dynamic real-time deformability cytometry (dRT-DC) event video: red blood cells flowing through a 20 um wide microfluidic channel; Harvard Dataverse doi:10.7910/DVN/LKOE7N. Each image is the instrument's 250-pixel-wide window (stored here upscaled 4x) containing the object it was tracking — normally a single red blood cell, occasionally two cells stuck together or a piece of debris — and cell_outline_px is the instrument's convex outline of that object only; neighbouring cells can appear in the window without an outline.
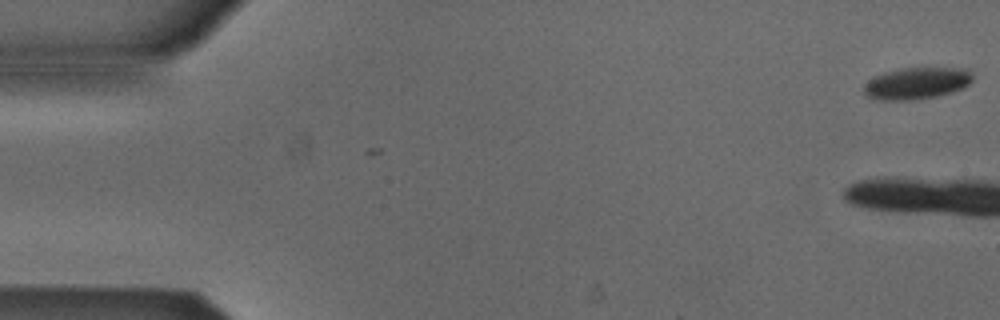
{"species": "Egyptian fruit bat (a non-hibernating species)", "species_latin": "Rousettus aegyptiacus", "temperature_condition": "cold", "stored_images_in_passage": 3, "camera_frame_rate_fps": 3000, "um_per_image_px": 0.085, "animal": {"sex": "male"}, "frame": {"image": 1, "passage_image": 3, "time_ms": 0.667, "image_size_px": [1000, 320], "cell_outline_px": [[972, 80], [968, 84], [952, 92], [936, 96], [912, 100], [876, 100], [868, 96], [864, 92], [864, 84], [872, 76], [884, 72], [900, 68], [968, 68], [972, 76]], "centroid_in_image_um": [77.87, 7.07], "position_along_channel_um": 7.1, "area_um2": 20.17}}